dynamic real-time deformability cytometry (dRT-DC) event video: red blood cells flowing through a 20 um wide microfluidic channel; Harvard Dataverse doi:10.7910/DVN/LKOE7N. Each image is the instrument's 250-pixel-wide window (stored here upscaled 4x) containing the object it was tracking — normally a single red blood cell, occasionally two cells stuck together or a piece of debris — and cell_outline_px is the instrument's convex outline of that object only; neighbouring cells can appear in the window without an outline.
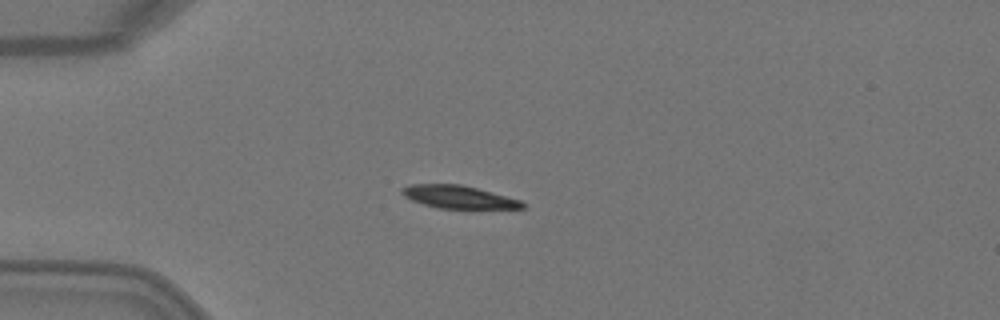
{"species": "Egyptian fruit bat (a non-hibernating species)", "species_latin": "Rousettus aegyptiacus", "temperature_condition": "warm", "stored_images_in_passage": 3, "camera_frame_rate_fps": 3000, "um_per_image_px": 0.085, "animal": {"sex": "female"}, "frame": {"image": 1, "passage_image": 3, "time_ms": 0.667, "image_size_px": [1000, 320], "cell_outline_px": [[524, 208], [472, 212], [436, 208], [412, 200], [404, 196], [400, 192], [400, 188], [408, 184], [460, 184], [476, 188], [520, 200], [524, 204]], "centroid_in_image_um": [39.02, 16.81], "position_along_channel_um": 46.0, "area_um2": 17.05}}